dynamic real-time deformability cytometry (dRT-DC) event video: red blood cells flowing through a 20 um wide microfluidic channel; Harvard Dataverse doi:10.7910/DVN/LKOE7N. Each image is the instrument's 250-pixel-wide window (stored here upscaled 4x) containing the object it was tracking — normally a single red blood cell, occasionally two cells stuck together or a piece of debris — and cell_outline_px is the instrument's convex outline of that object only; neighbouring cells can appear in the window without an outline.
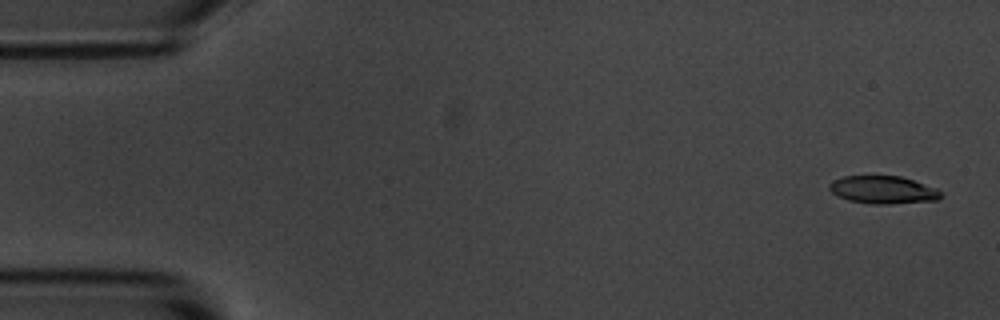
{"species": "common noctule bat (a hibernating species)", "species_latin": "Nyctalus noctula", "temperature_condition": "room temperature", "stored_images_in_passage": 4, "camera_frame_rate_fps": 3000, "um_per_image_px": 0.085, "animal": {"sex": "male", "body_mass_g": 20.1, "forearm_length_mm": 53.5}, "frame": {"image": 1, "passage_image": 1, "time_ms": 0.0, "image_size_px": [1000, 320], "cell_outline_px": [[940, 196], [936, 200], [888, 204], [872, 204], [848, 200], [836, 196], [828, 188], [828, 184], [832, 180], [844, 176], [900, 176], [936, 188], [940, 192]], "centroid_in_image_um": [74.98, 16.13], "position_along_channel_um": 10.0, "area_um2": 17.92}}